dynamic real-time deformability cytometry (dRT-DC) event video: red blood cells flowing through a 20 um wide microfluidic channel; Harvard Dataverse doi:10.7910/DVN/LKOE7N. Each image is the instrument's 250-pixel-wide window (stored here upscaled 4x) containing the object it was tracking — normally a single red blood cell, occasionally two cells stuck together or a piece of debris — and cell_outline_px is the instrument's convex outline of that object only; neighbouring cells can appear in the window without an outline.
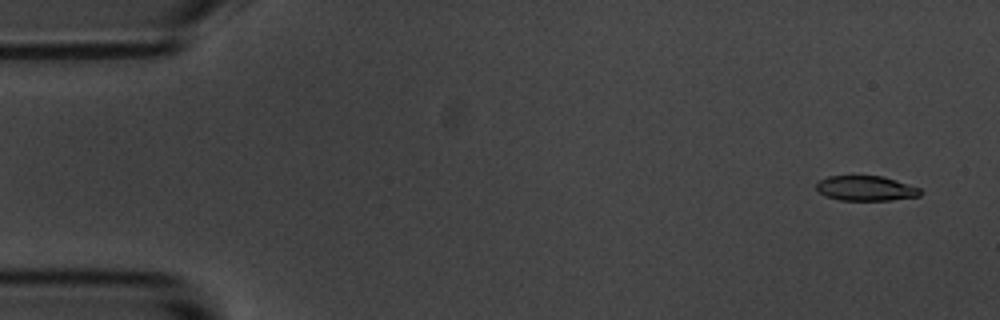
{"species": "common noctule bat (a hibernating species)", "species_latin": "Nyctalus noctula", "temperature_condition": "room temperature", "stored_images_in_passage": 3, "camera_frame_rate_fps": 3000, "um_per_image_px": 0.085, "animal": {"sex": "male", "body_mass_g": 20.1, "forearm_length_mm": 53.5}, "frame": {"image": 1, "passage_image": 3, "time_ms": 2.333, "image_size_px": [1000, 320], "cell_outline_px": [[920, 196], [892, 200], [840, 200], [824, 196], [816, 188], [816, 184], [820, 180], [828, 176], [884, 176], [920, 188]], "centroid_in_image_um": [73.59, 16.01], "position_along_channel_um": 11.4, "area_um2": 15.09}}